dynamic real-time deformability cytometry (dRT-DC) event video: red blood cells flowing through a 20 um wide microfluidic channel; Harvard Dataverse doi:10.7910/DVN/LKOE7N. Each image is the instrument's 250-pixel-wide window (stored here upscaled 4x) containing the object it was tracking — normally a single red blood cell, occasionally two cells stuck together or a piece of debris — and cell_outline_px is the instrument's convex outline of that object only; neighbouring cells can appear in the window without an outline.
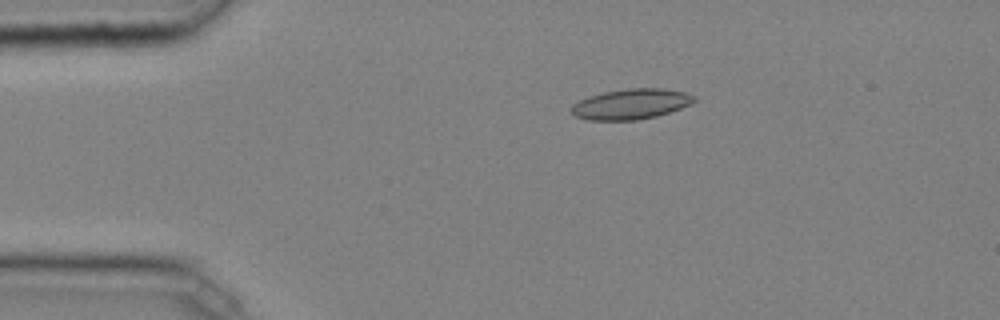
{"species": "common noctule bat (a hibernating species)", "species_latin": "Nyctalus noctula", "temperature_condition": "cold", "stored_images_in_passage": 40, "camera_frame_rate_fps": 3000, "um_per_image_px": 0.085, "animal": {"sex": "male", "body_mass_g": 20.4}, "frame": {"image": 1, "passage_image": 6, "time_ms": 1.667, "image_size_px": [1000, 320], "cell_outline_px": [[696, 100], [680, 108], [656, 116], [636, 120], [588, 120], [576, 116], [572, 112], [572, 104], [580, 100], [604, 92], [628, 88], [660, 88], [684, 92], [696, 96]], "centroid_in_image_um": [53.64, 8.84], "position_along_channel_um": 31.4, "area_um2": 21.39}}
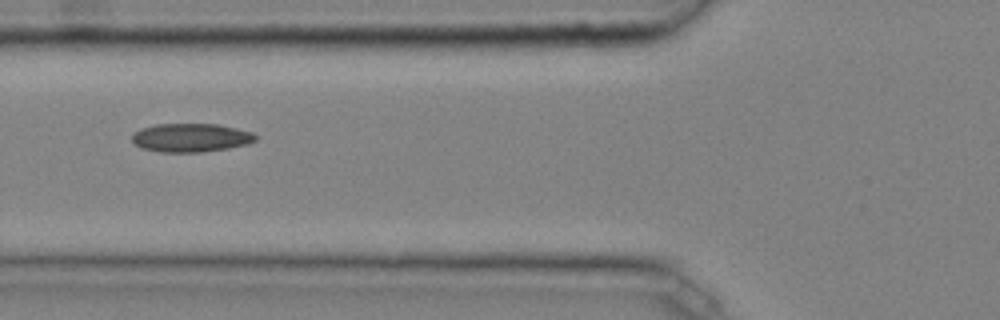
{"frame": {"image": 2, "passage_image": 15, "time_ms": 4.667, "image_size_px": [1000, 320], "cell_outline_px": [[256, 140], [248, 144], [228, 148], [200, 152], [160, 152], [140, 148], [132, 144], [132, 136], [140, 128], [156, 124], [216, 124], [252, 132], [256, 136]], "centroid_in_image_um": [16.18, 11.71], "position_along_channel_um": 109.6, "area_um2": 20.58}}
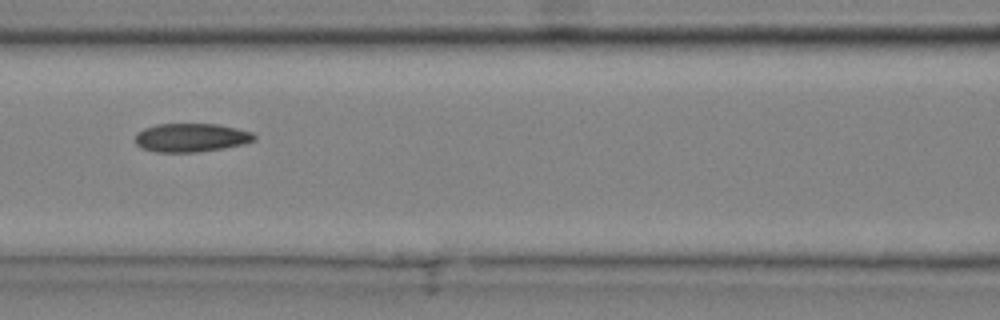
{"frame": {"image": 3, "passage_image": 18, "time_ms": 5.667, "image_size_px": [1000, 320], "cell_outline_px": [[256, 140], [244, 144], [224, 148], [200, 152], [156, 152], [140, 148], [136, 144], [136, 132], [144, 128], [156, 124], [220, 124], [252, 132], [256, 136]], "centroid_in_image_um": [16.25, 11.7], "position_along_channel_um": 150.4, "area_um2": 20.06}, "authors_computed_cell_mechanics": {"area_um2": 19.9699, "velocity_mm_per_s": 4.0649, "shape_relaxation_time_tau1_ms": null, "shape_relaxation_time_tau2_ms": 6.1467, "deformation_change_tau1": null, "deformation_change_tau2": 0.1198}}